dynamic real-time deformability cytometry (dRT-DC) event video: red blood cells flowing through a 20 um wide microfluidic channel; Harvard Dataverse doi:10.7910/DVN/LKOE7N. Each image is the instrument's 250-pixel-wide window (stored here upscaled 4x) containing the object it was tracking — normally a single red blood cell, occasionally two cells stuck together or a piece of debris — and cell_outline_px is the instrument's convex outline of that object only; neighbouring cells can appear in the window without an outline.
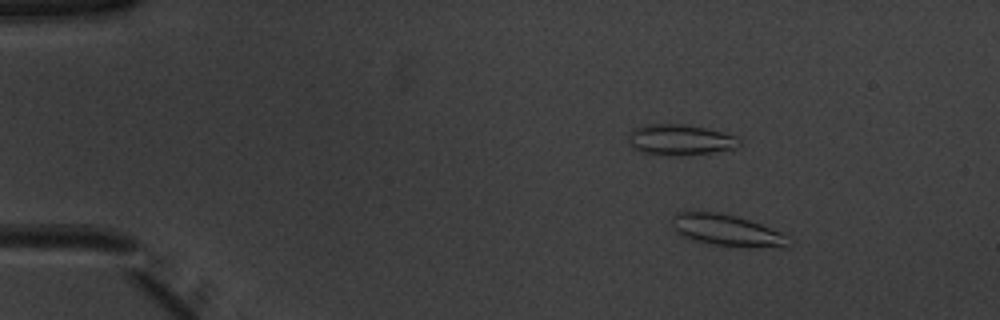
{"species": "common noctule bat (a hibernating species)", "species_latin": "Nyctalus noctula", "temperature_condition": "warm", "stored_images_in_passage": 47, "camera_frame_rate_fps": 3000, "um_per_image_px": 0.085, "animal": {"sex": "male", "body_mass_g": 20.1, "forearm_length_mm": 53.5}, "frame": {"image": 1, "passage_image": 2, "time_ms": 0.333, "image_size_px": [1000, 320], "cell_outline_px": [[784, 244], [752, 248], [712, 244], [688, 240], [680, 236], [672, 224], [672, 216], [676, 212], [716, 212], [736, 216], [760, 224], [780, 232], [784, 240]], "centroid_in_image_um": [61.58, 19.56], "position_along_channel_um": 23.4, "area_um2": 20.69}}
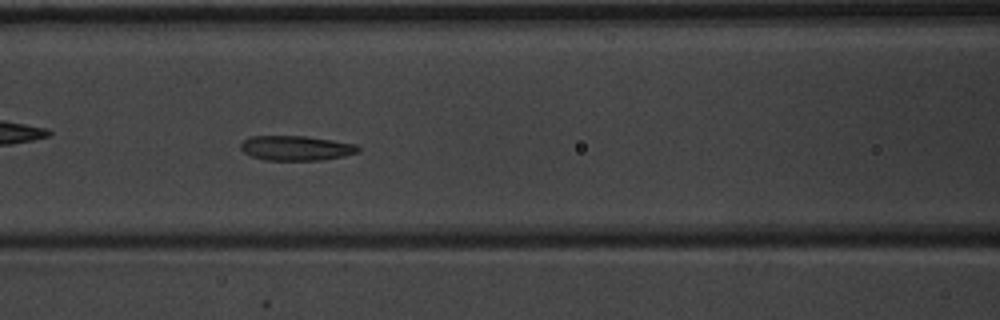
{"frame": {"image": 2, "passage_image": 18, "time_ms": 5.667, "image_size_px": [1000, 320], "cell_outline_px": [[360, 152], [344, 156], [320, 160], [264, 160], [252, 156], [244, 152], [240, 148], [240, 144], [248, 136], [304, 136], [332, 140], [356, 144], [360, 148]], "centroid_in_image_um": [25.17, 12.58], "position_along_channel_um": 141.4, "area_um2": 16.99}}
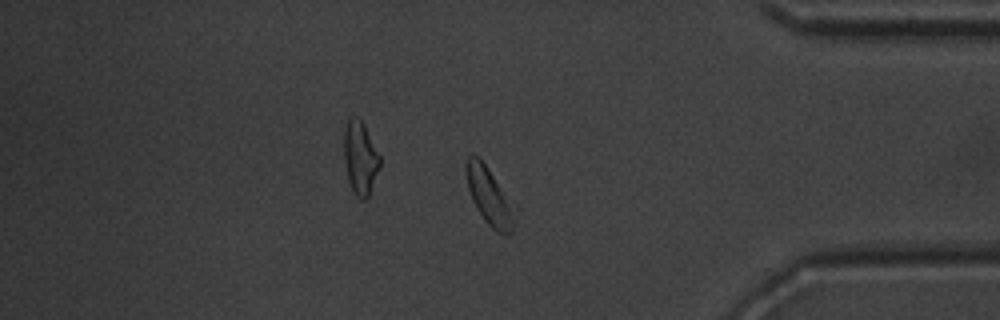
{"frame": {"image": 3, "passage_image": 39, "time_ms": 12.667, "image_size_px": [1000, 320], "cell_outline_px": [[520, 208], [512, 232], [508, 236], [504, 236], [496, 232], [484, 220], [476, 208], [472, 200], [468, 188], [464, 172], [464, 164], [468, 156], [472, 152], [488, 168]], "centroid_in_image_um": [41.68, 16.73], "position_along_channel_um": 393.5, "area_um2": 17.46}, "authors_computed_cell_mechanics": {"area_um2": 17.5134, "velocity_mm_per_s": 3.9144, "shape_relaxation_time_tau1_ms": 3.501, "shape_relaxation_time_tau2_ms": 2.8828, "deformation_change_tau1": 0.1358, "deformation_change_tau2": 0.094}}